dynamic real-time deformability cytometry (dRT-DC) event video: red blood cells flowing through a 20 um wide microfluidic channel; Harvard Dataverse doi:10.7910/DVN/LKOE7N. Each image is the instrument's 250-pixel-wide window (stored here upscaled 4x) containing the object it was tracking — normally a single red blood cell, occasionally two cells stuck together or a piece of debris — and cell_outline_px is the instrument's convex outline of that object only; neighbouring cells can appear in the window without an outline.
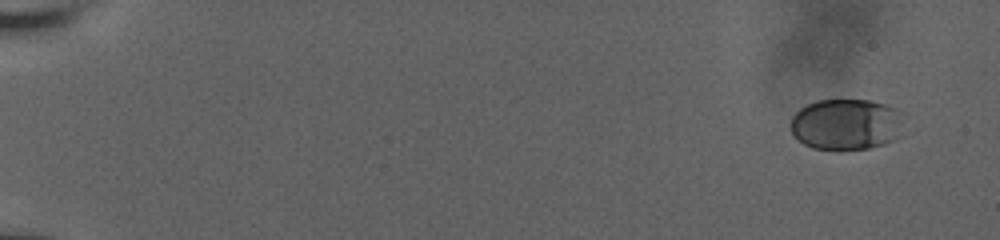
{"species": "human", "species_latin": "Homo sapiens", "temperature_condition": "room temperature", "stored_images_in_passage": 44, "camera_frame_rate_fps": 3000, "um_per_image_px": 0.085, "donor": {"sex": "male"}, "frame": {"image": 1, "passage_image": 1, "time_ms": 0.0, "image_size_px": [1000, 240], "cell_outline_px": [[904, 136], [896, 140], [884, 144], [868, 148], [840, 152], [812, 148], [804, 144], [792, 132], [792, 116], [800, 108], [816, 100], [868, 100], [884, 104], [896, 108], [904, 112]], "centroid_in_image_um": [72.03, 10.6], "position_along_channel_um": 13.0, "area_um2": 34.85}}
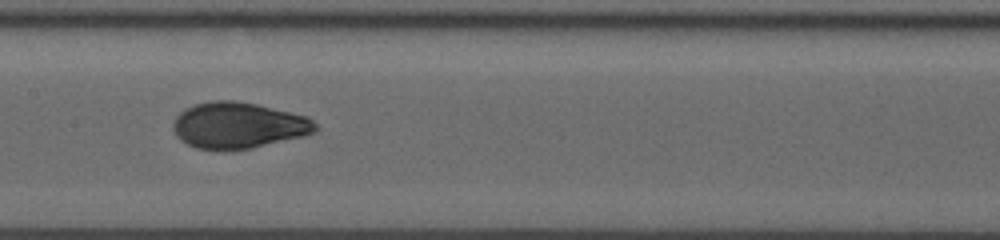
{"frame": {"image": 2, "passage_image": 24, "time_ms": 9.667, "image_size_px": [1000, 240], "cell_outline_px": [[320, 128], [304, 136], [252, 148], [196, 148], [180, 140], [176, 136], [172, 128], [172, 124], [176, 116], [184, 108], [196, 104], [212, 100], [236, 100], [256, 104], [308, 116]], "centroid_in_image_um": [20.26, 10.63], "position_along_channel_um": 187.1, "area_um2": 38.03}}
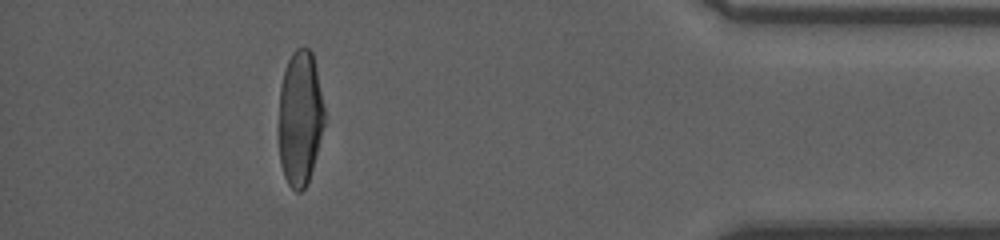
{"frame": {"image": 3, "passage_image": 41, "time_ms": 16.667, "image_size_px": [1000, 240], "cell_outline_px": [[324, 124], [308, 184], [300, 192], [296, 192], [288, 184], [284, 176], [280, 164], [280, 88], [284, 68], [292, 52], [296, 48], [308, 48], [312, 52], [324, 108]], "centroid_in_image_um": [25.5, 10.05], "position_along_channel_um": 409.7, "area_um2": 35.49}, "authors_computed_cell_mechanics": {"area_um2": 37.0498, "velocity_mm_per_s": 3.7662, "shape_relaxation_time_tau1_ms": 5.085, "shape_relaxation_time_tau2_ms": 0.6125, "deformation_change_tau1": 0.2073, "deformation_change_tau2": 0.0566}}